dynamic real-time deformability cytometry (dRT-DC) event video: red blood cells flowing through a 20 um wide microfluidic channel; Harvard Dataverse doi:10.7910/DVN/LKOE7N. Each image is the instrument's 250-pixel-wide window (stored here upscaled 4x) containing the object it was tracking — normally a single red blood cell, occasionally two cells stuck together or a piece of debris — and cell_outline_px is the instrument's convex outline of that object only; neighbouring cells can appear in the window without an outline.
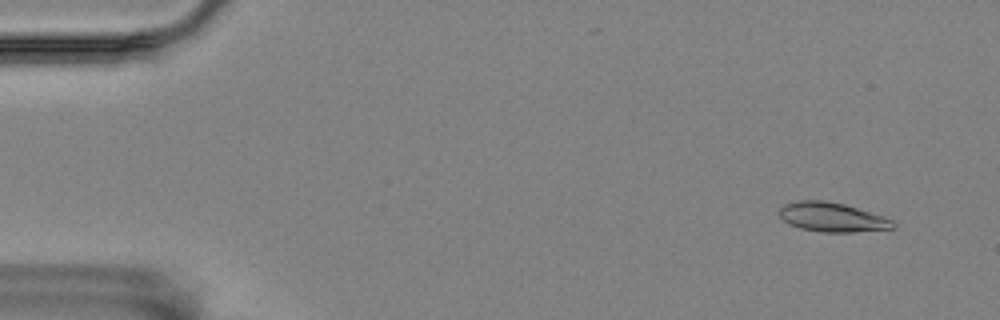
{"species": "Egyptian fruit bat (a non-hibernating species)", "species_latin": "Rousettus aegyptiacus", "temperature_condition": "room temperature", "stored_images_in_passage": 56, "camera_frame_rate_fps": 3000, "um_per_image_px": 0.085, "animal": {"sex": "female"}, "frame": {"image": 1, "passage_image": 4, "time_ms": 1.0, "image_size_px": [1000, 320], "cell_outline_px": [[896, 228], [852, 232], [824, 232], [800, 228], [788, 224], [780, 216], [780, 208], [784, 204], [796, 200], [824, 200], [844, 204], [884, 216], [892, 220], [896, 224]], "centroid_in_image_um": [70.74, 18.45], "position_along_channel_um": 14.3, "area_um2": 19.42}}
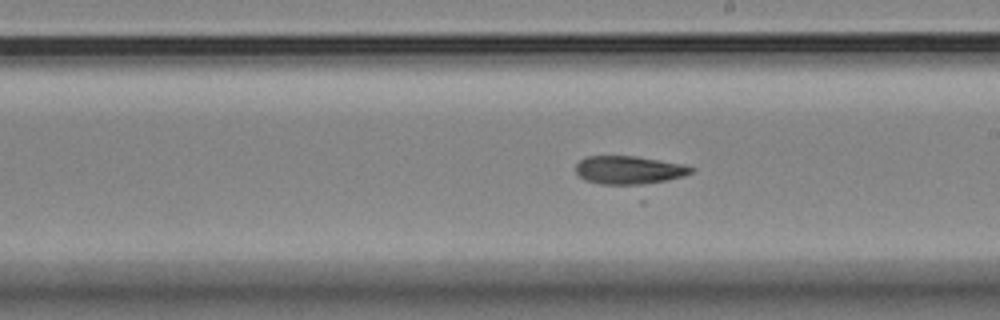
{"frame": {"image": 2, "passage_image": 32, "time_ms": 10.333, "image_size_px": [1000, 320], "cell_outline_px": [[692, 172], [684, 176], [636, 188], [632, 188], [600, 184], [584, 180], [576, 172], [576, 164], [584, 156], [636, 156], [684, 164], [692, 168]], "centroid_in_image_um": [53.45, 14.51], "position_along_channel_um": 235.5, "area_um2": 19.88}}
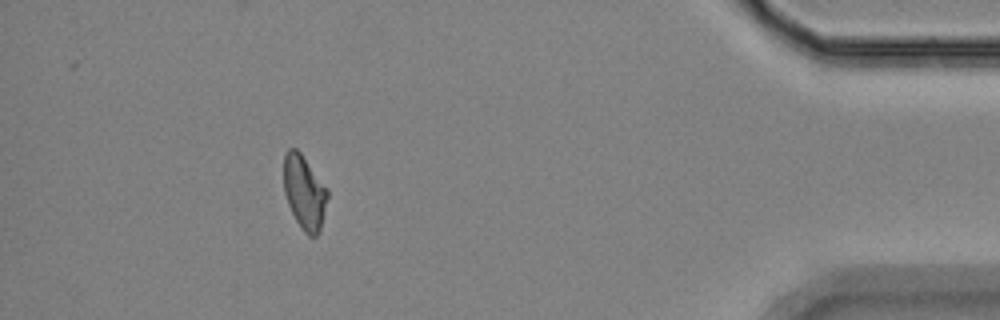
{"frame": {"image": 3, "passage_image": 51, "time_ms": 16.667, "image_size_px": [1000, 320], "cell_outline_px": [[328, 196], [320, 228], [316, 236], [308, 236], [304, 232], [296, 220], [288, 204], [284, 192], [284, 156], [288, 148], [296, 148], [300, 152], [328, 188]], "centroid_in_image_um": [25.87, 16.32], "position_along_channel_um": 409.3, "area_um2": 18.73}, "authors_computed_cell_mechanics": {"area_um2": 19.1896, "velocity_mm_per_s": 3.5465, "shape_relaxation_time_tau1_ms": null, "shape_relaxation_time_tau2_ms": 2.8744, "deformation_change_tau1": null, "deformation_change_tau2": 0.0856}}